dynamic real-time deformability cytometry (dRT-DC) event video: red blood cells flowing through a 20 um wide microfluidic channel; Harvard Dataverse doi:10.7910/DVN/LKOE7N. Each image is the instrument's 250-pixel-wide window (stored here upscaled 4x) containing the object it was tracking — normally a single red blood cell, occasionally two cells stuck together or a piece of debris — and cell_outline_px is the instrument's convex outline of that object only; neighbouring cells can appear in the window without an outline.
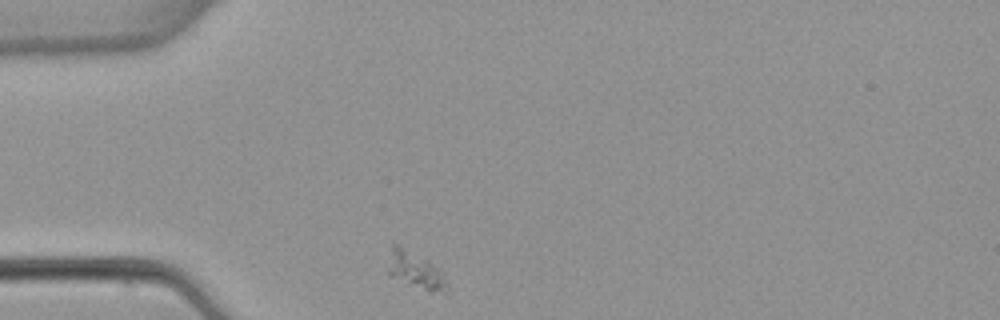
{"species": "common noctule bat (a hibernating species)", "species_latin": "Nyctalus noctula", "temperature_condition": "warm", "stored_images_in_passage": 2, "camera_frame_rate_fps": 3000, "um_per_image_px": 0.085, "animal": {"sex": "female", "body_mass_g": 22.7, "forearm_length_mm": 54.2}, "frame": {"image": 1, "passage_image": 1, "time_ms": 0.0, "image_size_px": [1000, 320], "cell_outline_px": [[448, 292], [428, 292], [388, 276], [388, 272], [392, 244], [396, 244], [424, 260], [448, 284]], "centroid_in_image_um": [35.24, 23.05], "position_along_channel_um": 49.8, "area_um2": 11.62}}
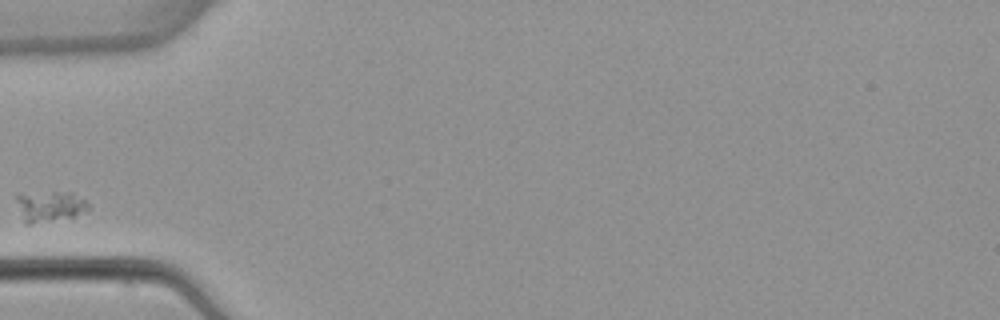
{"frame": {"image": 2, "passage_image": 2, "time_ms": 1.333, "image_size_px": [1000, 320], "cell_outline_px": [[88, 208], [76, 216], [32, 224], [24, 224], [16, 200], [16, 196], [20, 192], [72, 192], [84, 200], [88, 204]], "centroid_in_image_um": [4.17, 17.52], "position_along_channel_um": 80.8, "area_um2": 12.95}}